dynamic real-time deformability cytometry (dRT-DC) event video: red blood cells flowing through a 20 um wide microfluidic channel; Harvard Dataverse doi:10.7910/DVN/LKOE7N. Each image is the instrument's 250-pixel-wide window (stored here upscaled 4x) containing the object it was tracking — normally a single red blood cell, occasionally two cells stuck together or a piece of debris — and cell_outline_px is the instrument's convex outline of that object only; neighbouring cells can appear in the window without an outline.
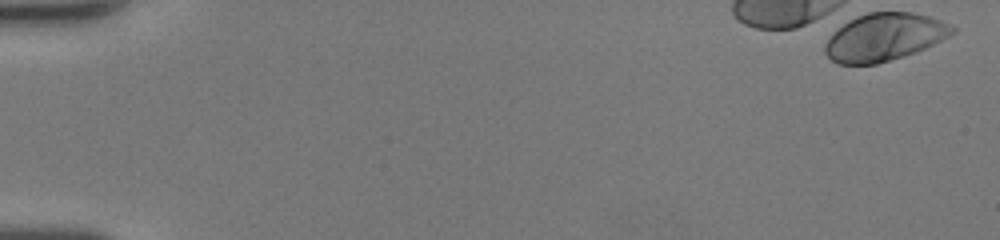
{"species": "human", "species_latin": "Homo sapiens", "temperature_condition": "room temperature", "stored_images_in_passage": 2, "camera_frame_rate_fps": 3000, "um_per_image_px": 0.085, "donor": {"sex": "female"}, "frame": {"image": 1, "passage_image": 1, "time_ms": 0.0, "image_size_px": [1000, 240], "cell_outline_px": [[956, 32], [916, 52], [904, 56], [876, 64], [836, 64], [824, 52], [824, 44], [832, 32], [848, 20], [856, 16], [868, 12], [912, 12], [928, 16], [940, 20], [956, 28]], "centroid_in_image_um": [75.12, 3.15], "position_along_channel_um": 9.9, "area_um2": 35.26}}